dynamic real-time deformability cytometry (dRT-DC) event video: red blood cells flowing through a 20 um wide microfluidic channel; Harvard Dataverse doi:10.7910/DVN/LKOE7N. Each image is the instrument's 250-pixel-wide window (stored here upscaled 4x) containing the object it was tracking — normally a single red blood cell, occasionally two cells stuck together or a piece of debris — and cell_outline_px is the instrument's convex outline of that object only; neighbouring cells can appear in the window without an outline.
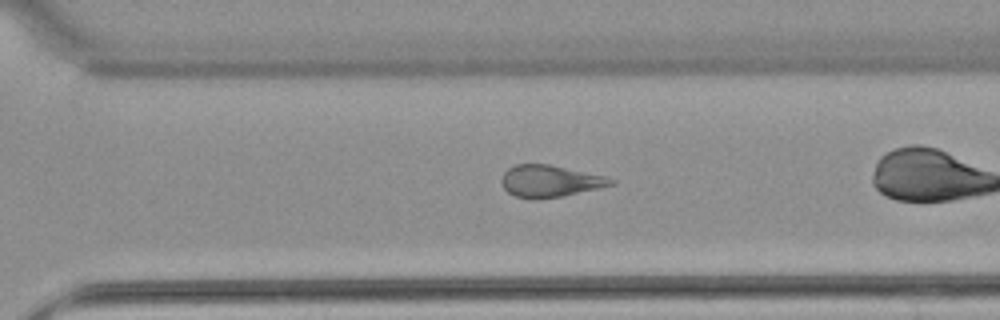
{"species": "common noctule bat (a hibernating species)", "species_latin": "Nyctalus noctula", "temperature_condition": "warm", "stored_images_in_passage": 36, "camera_frame_rate_fps": 3000, "um_per_image_px": 0.085, "animal": {"sex": "female", "body_mass_g": 22.7, "forearm_length_mm": 54.2}, "frame": {"image": 1, "passage_image": 31, "time_ms": 10.0, "image_size_px": [1000, 320], "cell_outline_px": [[616, 184], [600, 188], [560, 196], [536, 200], [532, 200], [516, 196], [508, 192], [504, 188], [500, 180], [504, 172], [508, 168], [516, 164], [548, 164], [604, 176], [616, 180]], "centroid_in_image_um": [46.73, 15.4], "position_along_channel_um": 323.9, "area_um2": 20.29}}